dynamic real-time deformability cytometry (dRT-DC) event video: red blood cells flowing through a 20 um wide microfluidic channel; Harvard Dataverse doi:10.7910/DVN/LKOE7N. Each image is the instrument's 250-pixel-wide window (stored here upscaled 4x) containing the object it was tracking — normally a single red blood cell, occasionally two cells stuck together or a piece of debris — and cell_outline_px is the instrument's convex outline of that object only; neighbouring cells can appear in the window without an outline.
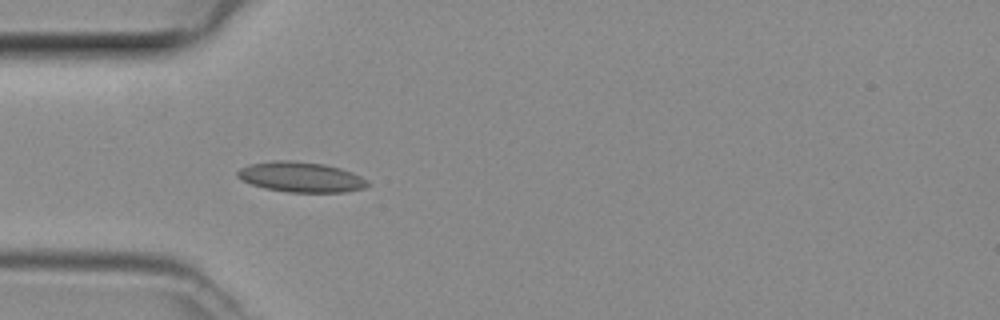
{"species": "common noctule bat (a hibernating species)", "species_latin": "Nyctalus noctula", "temperature_condition": "room temperature", "stored_images_in_passage": 7, "camera_frame_rate_fps": 3000, "um_per_image_px": 0.085, "animal": {"sex": "female", "body_mass_g": 29.2, "forearm_length_mm": 56.3}, "frame": {"image": 1, "passage_image": 1, "time_ms": 0.0, "image_size_px": [1000, 320], "cell_outline_px": [[368, 184], [364, 188], [344, 192], [288, 192], [264, 188], [252, 184], [236, 176], [236, 172], [240, 168], [252, 164], [272, 160], [288, 160], [324, 164], [340, 168], [352, 172], [368, 180]], "centroid_in_image_um": [25.58, 15.05], "position_along_channel_um": 59.4, "area_um2": 22.77}}
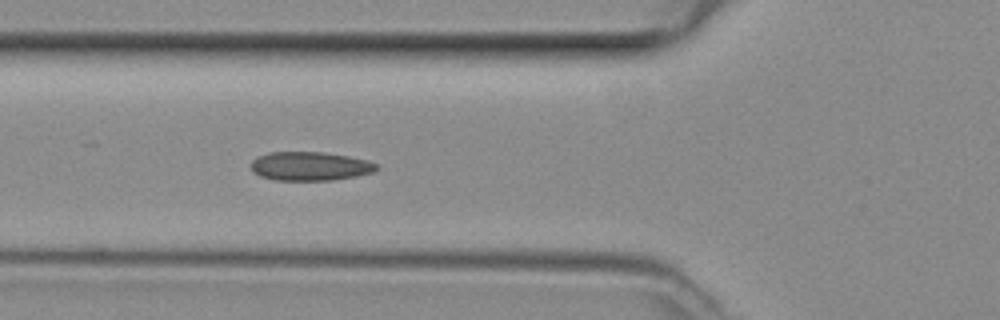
{"frame": {"image": 2, "passage_image": 4, "time_ms": 1.0, "image_size_px": [1000, 320], "cell_outline_px": [[380, 168], [372, 172], [356, 176], [332, 180], [276, 180], [260, 176], [252, 172], [252, 160], [256, 156], [268, 152], [324, 152], [348, 156], [368, 160], [380, 164]], "centroid_in_image_um": [26.37, 14.12], "position_along_channel_um": 99.4, "area_um2": 21.27}}
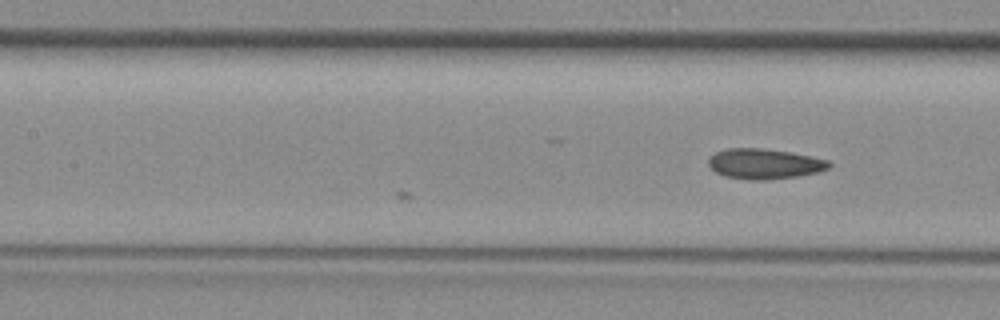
{"frame": {"image": 3, "passage_image": 7, "time_ms": 2.0, "image_size_px": [1000, 320], "cell_outline_px": [[832, 168], [820, 172], [796, 176], [764, 180], [752, 180], [724, 176], [716, 172], [708, 164], [708, 156], [716, 152], [728, 148], [760, 148], [792, 152], [812, 156], [828, 160], [832, 164]], "centroid_in_image_um": [65.01, 13.92], "position_along_channel_um": 142.4, "area_um2": 21.44}}